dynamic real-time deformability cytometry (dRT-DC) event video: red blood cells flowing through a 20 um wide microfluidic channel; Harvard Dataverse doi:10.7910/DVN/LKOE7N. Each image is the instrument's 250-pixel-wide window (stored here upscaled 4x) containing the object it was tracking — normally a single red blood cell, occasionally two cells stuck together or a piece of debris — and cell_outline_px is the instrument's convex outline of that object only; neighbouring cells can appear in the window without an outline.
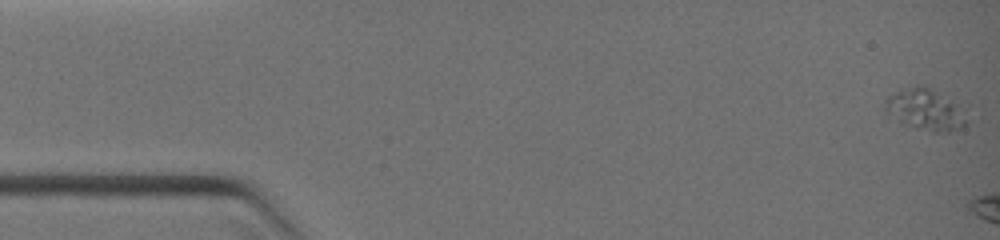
{"species": "common noctule bat (a hibernating species)", "species_latin": "Nyctalus noctula", "temperature_condition": "warm", "stored_images_in_passage": 5, "segment_of_instrument_passage": [1, 2], "camera_frame_rate_fps": 3000, "um_per_image_px": 0.085, "animal": {"sex": "female", "body_mass_g": 19.0, "forearm_length_mm": 51.5}, "frame": {"image": 1, "passage_image": 1, "time_ms": 0.0, "image_size_px": [1000, 240], "cell_outline_px": [[964, 124], [948, 132], [932, 132], [900, 120], [884, 112], [884, 100], [888, 96], [900, 88], [916, 84], [928, 84], [952, 104], [964, 120]], "centroid_in_image_um": [78.47, 9.24], "position_along_channel_um": 6.5, "area_um2": 18.55}}